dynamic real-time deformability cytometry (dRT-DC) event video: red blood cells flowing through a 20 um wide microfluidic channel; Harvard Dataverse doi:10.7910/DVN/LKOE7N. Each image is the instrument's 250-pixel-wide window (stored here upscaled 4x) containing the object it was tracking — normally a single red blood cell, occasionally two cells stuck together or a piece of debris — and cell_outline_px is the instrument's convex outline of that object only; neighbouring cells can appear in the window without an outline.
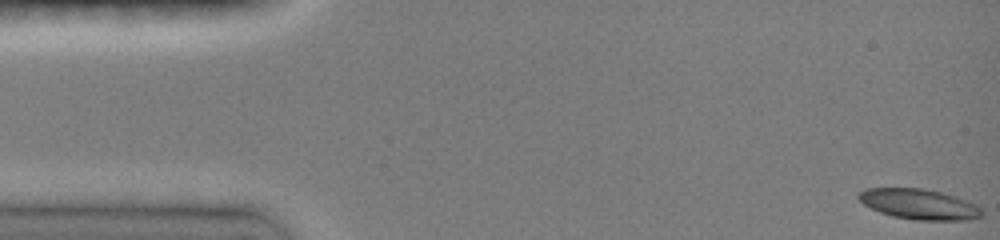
{"species": "common noctule bat (a hibernating species)", "species_latin": "Nyctalus noctula", "temperature_condition": "room temperature", "stored_images_in_passage": 69, "camera_frame_rate_fps": 3000, "um_per_image_px": 0.085, "animal": {"sex": "female", "body_mass_g": 19.0, "forearm_length_mm": 51.5}, "frame": {"image": 1, "passage_image": 1, "time_ms": 0.0, "image_size_px": [1000, 240], "cell_outline_px": [[984, 216], [968, 220], [912, 220], [892, 216], [880, 212], [864, 204], [856, 196], [864, 188], [924, 188], [956, 196], [968, 200], [976, 204], [984, 212]], "centroid_in_image_um": [78.16, 17.36], "position_along_channel_um": 6.8, "area_um2": 22.02}}
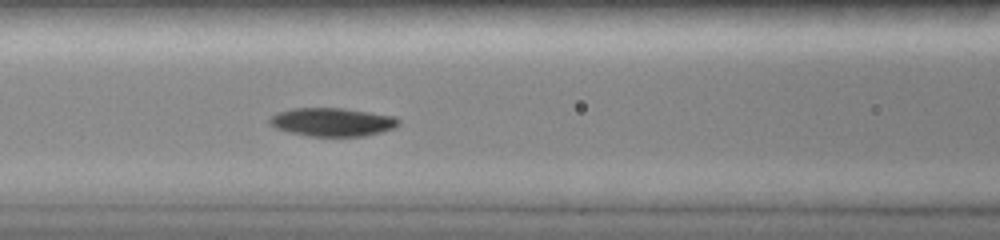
{"frame": {"image": 2, "passage_image": 37, "time_ms": 6.333, "image_size_px": [1000, 240], "cell_outline_px": [[400, 124], [396, 128], [364, 136], [308, 136], [288, 132], [276, 128], [268, 124], [268, 120], [276, 112], [292, 108], [344, 108], [396, 116], [400, 120]], "centroid_in_image_um": [28.25, 10.37], "position_along_channel_um": 138.4, "area_um2": 21.62}}
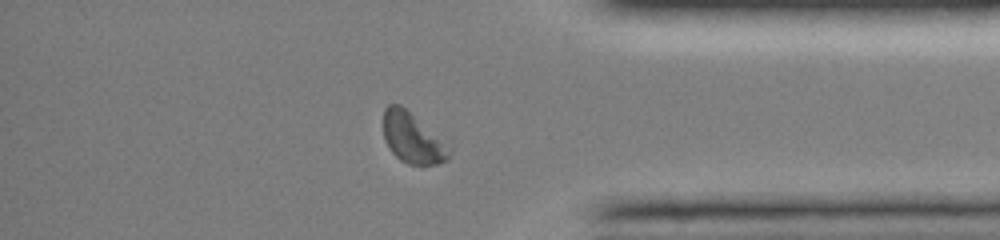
{"frame": {"image": 3, "passage_image": 65, "time_ms": 13.0, "image_size_px": [1000, 240], "cell_outline_px": [[452, 140], [448, 160], [424, 168], [408, 164], [400, 160], [392, 152], [384, 140], [384, 108], [388, 104], [400, 104], [452, 136]], "centroid_in_image_um": [35.25, 11.7], "position_along_channel_um": 399.9, "area_um2": 21.62}, "authors_computed_cell_mechanics": {"area_um2": 21.5016, "velocity_mm_per_s": 4.0124, "shape_relaxation_time_tau1_ms": 6.7968, "shape_relaxation_time_tau2_ms": null, "deformation_change_tau1": 0.2003, "deformation_change_tau2": null}}